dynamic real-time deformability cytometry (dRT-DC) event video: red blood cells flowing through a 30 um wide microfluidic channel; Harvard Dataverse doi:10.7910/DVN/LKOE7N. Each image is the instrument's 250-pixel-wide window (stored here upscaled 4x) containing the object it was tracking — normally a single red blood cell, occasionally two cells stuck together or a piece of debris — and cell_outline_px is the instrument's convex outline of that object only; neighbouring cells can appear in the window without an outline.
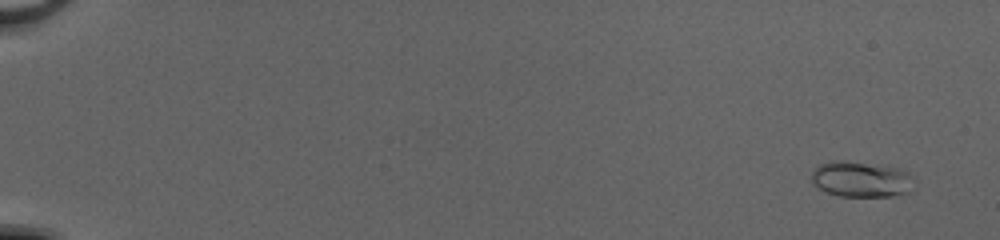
{"species": "common noctule bat (a hibernating species)", "species_latin": "Nyctalus noctula", "temperature_condition": "cold", "stored_images_in_passage": 53, "camera_frame_rate_fps": 3000, "um_per_image_px": 0.085, "animal": {"sex": "female", "body_mass_g": 20.0, "forearm_length_mm": 54.0}, "frame": {"image": 1, "passage_image": 4, "time_ms": 1.0, "image_size_px": [1000, 240], "cell_outline_px": [[912, 176], [908, 192], [892, 196], [840, 196], [828, 192], [812, 184], [812, 172], [820, 164], [832, 160], [836, 160], [880, 164], [896, 168], [908, 172]], "centroid_in_image_um": [73.16, 15.22], "position_along_channel_um": 11.8, "area_um2": 21.1}}
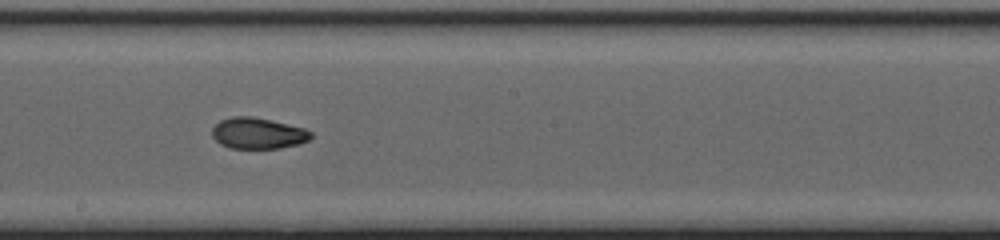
{"frame": {"image": 2, "passage_image": 33, "time_ms": 10.667, "image_size_px": [1000, 240], "cell_outline_px": [[312, 136], [308, 140], [300, 144], [280, 148], [228, 148], [220, 144], [212, 136], [212, 128], [220, 120], [232, 116], [252, 116], [304, 128], [312, 132]], "centroid_in_image_um": [21.91, 11.33], "position_along_channel_um": 226.3, "area_um2": 17.92}}
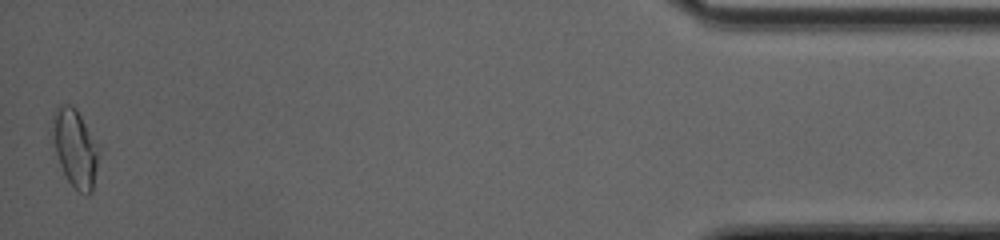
{"frame": {"image": 3, "passage_image": 53, "time_ms": 17.333, "image_size_px": [1000, 240], "cell_outline_px": [[100, 148], [92, 192], [88, 196], [84, 196], [68, 180], [60, 164], [52, 144], [48, 132], [52, 112], [60, 104], [72, 104], [76, 108], [100, 144]], "centroid_in_image_um": [6.35, 12.5], "position_along_channel_um": 428.9, "area_um2": 21.96}, "authors_computed_cell_mechanics": {"area_um2": 18.3804, "velocity_mm_per_s": 4.1544, "shape_relaxation_time_tau1_ms": null, "shape_relaxation_time_tau2_ms": 2.041, "deformation_change_tau1": null, "deformation_change_tau2": 0.0703}}